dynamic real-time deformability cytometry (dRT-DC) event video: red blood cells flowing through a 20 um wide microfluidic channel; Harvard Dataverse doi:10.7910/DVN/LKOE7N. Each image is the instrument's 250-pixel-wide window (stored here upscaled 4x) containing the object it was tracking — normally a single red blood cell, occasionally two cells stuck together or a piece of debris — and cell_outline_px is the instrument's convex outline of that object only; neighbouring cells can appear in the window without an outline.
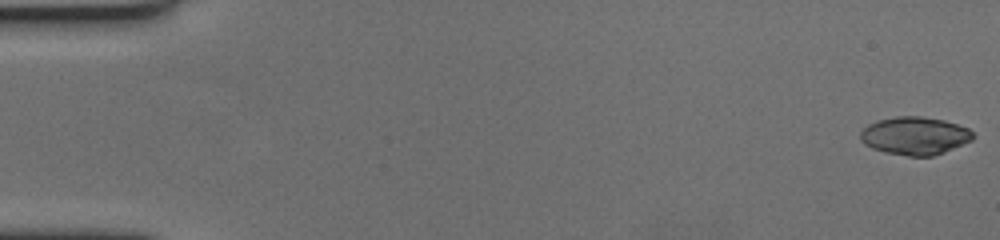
{"species": "human", "species_latin": "Homo sapiens", "temperature_condition": "cold", "stored_images_in_passage": 60, "camera_frame_rate_fps": 3000, "um_per_image_px": 0.085, "donor": {"sex": "female"}, "frame": {"image": 1, "passage_image": 1, "time_ms": 0.0, "image_size_px": [1000, 240], "cell_outline_px": [[976, 136], [972, 140], [944, 152], [932, 156], [908, 156], [884, 152], [872, 148], [864, 144], [860, 140], [860, 132], [868, 124], [876, 120], [896, 116], [920, 116], [944, 120], [968, 128]], "centroid_in_image_um": [77.74, 11.54], "position_along_channel_um": 7.3, "area_um2": 24.97}}
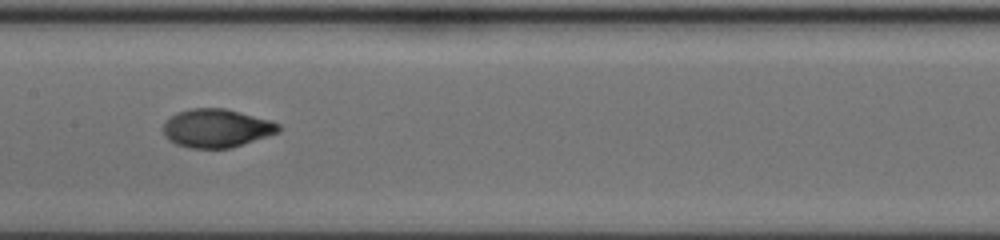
{"frame": {"image": 2, "passage_image": 31, "time_ms": 10.0, "image_size_px": [1000, 240], "cell_outline_px": [[280, 132], [232, 148], [188, 148], [176, 144], [168, 140], [164, 136], [164, 124], [176, 112], [192, 108], [224, 108], [272, 120], [280, 124]], "centroid_in_image_um": [18.43, 10.9], "position_along_channel_um": 189.0, "area_um2": 25.95}}
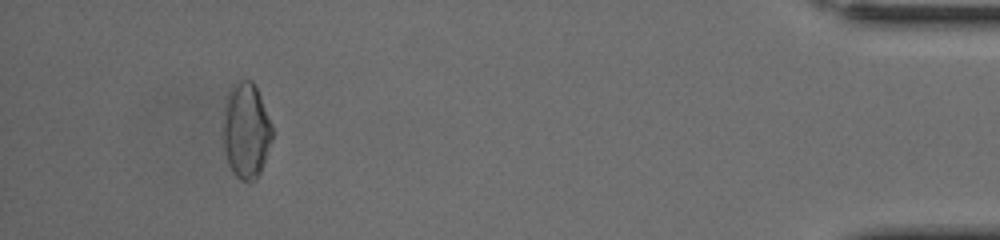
{"frame": {"image": 3, "passage_image": 56, "time_ms": 18.333, "image_size_px": [1000, 240], "cell_outline_px": [[276, 132], [260, 172], [252, 180], [240, 180], [232, 172], [228, 164], [224, 152], [224, 112], [228, 96], [232, 84], [240, 80], [252, 80], [260, 96]], "centroid_in_image_um": [20.95, 11.11], "position_along_channel_um": 414.2, "area_um2": 27.4}, "authors_computed_cell_mechanics": {"area_um2": 25.8077, "velocity_mm_per_s": 3.4816, "shape_relaxation_time_tau1_ms": 4.4248, "shape_relaxation_time_tau2_ms": 1.3012, "deformation_change_tau1": 0.208, "deformation_change_tau2": 0.0481}}